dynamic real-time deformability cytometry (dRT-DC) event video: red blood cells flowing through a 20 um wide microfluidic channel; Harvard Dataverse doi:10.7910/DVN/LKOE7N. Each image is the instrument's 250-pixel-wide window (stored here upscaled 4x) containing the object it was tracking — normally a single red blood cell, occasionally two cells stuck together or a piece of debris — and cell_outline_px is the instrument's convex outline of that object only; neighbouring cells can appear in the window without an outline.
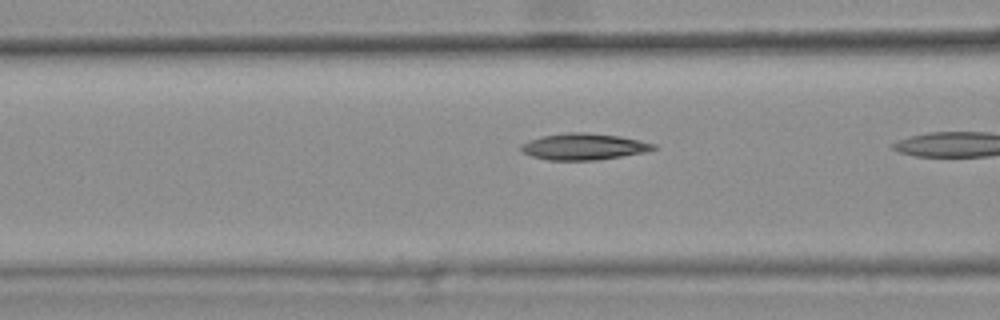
{"species": "common noctule bat (a hibernating species)", "species_latin": "Nyctalus noctula", "temperature_condition": "warm", "stored_images_in_passage": 14, "camera_frame_rate_fps": 3000, "um_per_image_px": 0.085, "animal": {"sex": "female", "body_mass_g": 25.1}, "frame": {"image": 1, "passage_image": 10, "time_ms": 3.0, "image_size_px": [1000, 320], "cell_outline_px": [[656, 148], [644, 152], [600, 160], [548, 160], [532, 156], [520, 152], [520, 144], [528, 140], [544, 136], [568, 132], [584, 132], [620, 136], [640, 140], [656, 144]], "centroid_in_image_um": [49.59, 12.46], "position_along_channel_um": 117.0, "area_um2": 20.46}}